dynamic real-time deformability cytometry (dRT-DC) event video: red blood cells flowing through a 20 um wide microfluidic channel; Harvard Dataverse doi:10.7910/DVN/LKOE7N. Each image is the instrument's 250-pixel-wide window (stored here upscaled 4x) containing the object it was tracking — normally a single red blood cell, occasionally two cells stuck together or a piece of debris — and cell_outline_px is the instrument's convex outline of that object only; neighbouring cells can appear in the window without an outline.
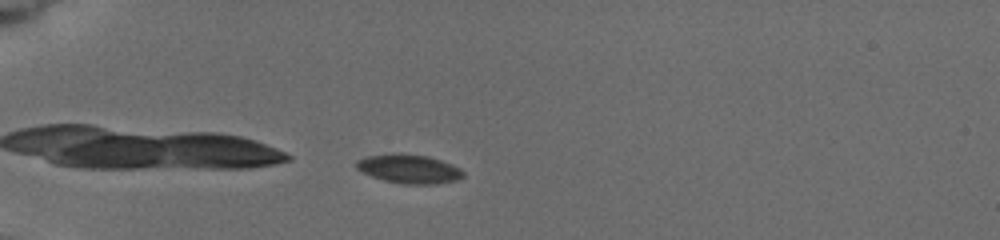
{"species": "common noctule bat (a hibernating species)", "species_latin": "Nyctalus noctula", "temperature_condition": "cold", "stored_images_in_passage": 4, "camera_frame_rate_fps": 3000, "um_per_image_px": 0.085, "animal": {"sex": "female", "body_mass_g": 19.5, "forearm_length_mm": 54.1}, "frame": {"image": 1, "passage_image": 4, "time_ms": 3.333, "image_size_px": [1000, 240], "cell_outline_px": [[464, 176], [456, 180], [436, 184], [400, 184], [384, 180], [372, 176], [356, 168], [356, 160], [368, 156], [392, 152], [400, 152], [428, 156], [452, 164], [460, 168], [464, 172]], "centroid_in_image_um": [34.77, 14.34], "position_along_channel_um": 50.2, "area_um2": 18.21}}